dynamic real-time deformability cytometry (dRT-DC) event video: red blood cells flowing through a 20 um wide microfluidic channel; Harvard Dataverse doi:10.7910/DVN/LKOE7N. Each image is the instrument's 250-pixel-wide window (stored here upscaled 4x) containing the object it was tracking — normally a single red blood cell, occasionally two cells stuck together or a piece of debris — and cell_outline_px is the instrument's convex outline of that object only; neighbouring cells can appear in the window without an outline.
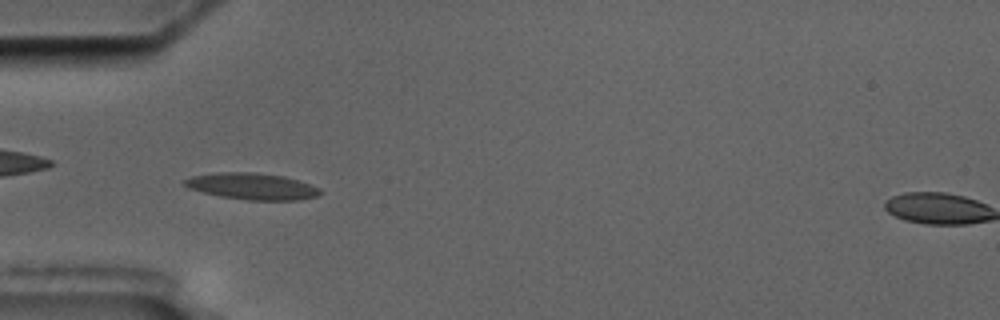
{"species": "common noctule bat (a hibernating species)", "species_latin": "Nyctalus noctula", "temperature_condition": "cold", "stored_images_in_passage": 7, "camera_frame_rate_fps": 3000, "um_per_image_px": 0.085, "animal": {"sex": "male", "body_mass_g": 17.5, "forearm_length_mm": 52.3}, "frame": {"image": 1, "passage_image": 6, "time_ms": 6.0, "image_size_px": [1000, 320], "cell_outline_px": [[320, 192], [316, 196], [300, 200], [248, 200], [220, 196], [188, 188], [180, 184], [184, 180], [192, 176], [216, 172], [252, 172], [284, 176], [320, 188]], "centroid_in_image_um": [21.37, 15.83], "position_along_channel_um": 63.6, "area_um2": 20.81}}